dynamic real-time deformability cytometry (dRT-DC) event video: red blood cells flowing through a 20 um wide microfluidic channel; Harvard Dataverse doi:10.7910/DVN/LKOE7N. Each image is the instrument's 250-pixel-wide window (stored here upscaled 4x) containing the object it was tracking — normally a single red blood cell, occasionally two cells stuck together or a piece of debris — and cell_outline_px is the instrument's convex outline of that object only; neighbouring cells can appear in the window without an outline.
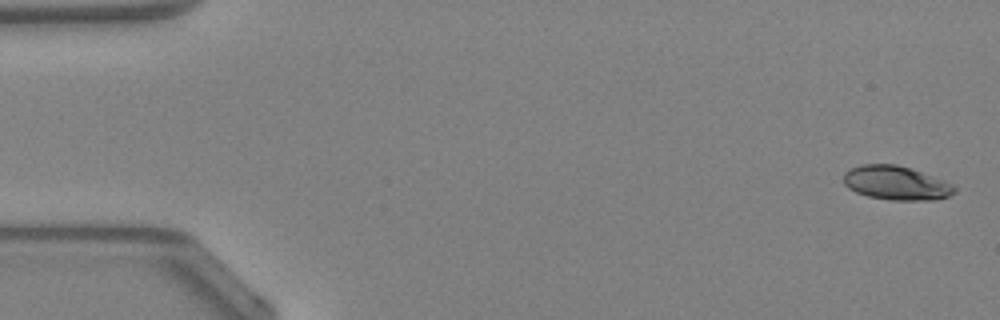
{"species": "Egyptian fruit bat (a non-hibernating species)", "species_latin": "Rousettus aegyptiacus", "temperature_condition": "warm", "stored_images_in_passage": 47, "camera_frame_rate_fps": 3000, "um_per_image_px": 0.085, "animal": {"sex": "female"}, "frame": {"image": 1, "passage_image": 1, "time_ms": 0.0, "image_size_px": [1000, 320], "cell_outline_px": [[956, 192], [948, 196], [932, 200], [892, 200], [868, 196], [856, 192], [848, 188], [844, 184], [844, 172], [860, 164], [896, 164], [920, 172], [952, 184], [956, 188]], "centroid_in_image_um": [76.14, 15.56], "position_along_channel_um": 8.9, "area_um2": 21.68}}
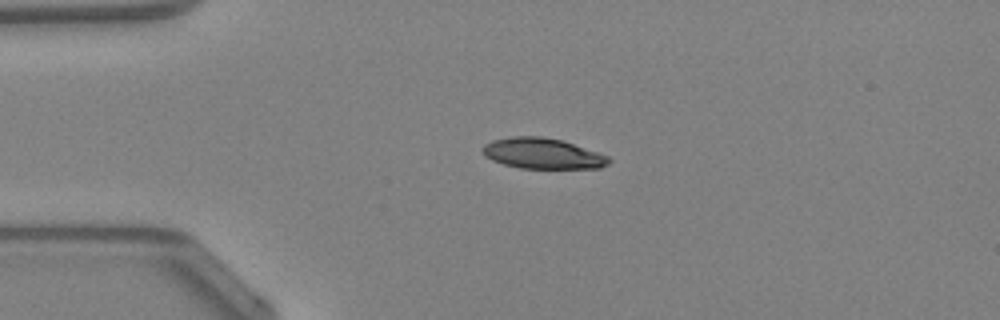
{"frame": {"image": 2, "passage_image": 11, "time_ms": 3.333, "image_size_px": [1000, 320], "cell_outline_px": [[612, 160], [608, 164], [600, 168], [520, 168], [504, 164], [492, 160], [484, 156], [484, 144], [492, 140], [512, 136], [540, 136], [564, 140], [608, 156]], "centroid_in_image_um": [46.14, 13.04], "position_along_channel_um": 38.9, "area_um2": 22.54}}
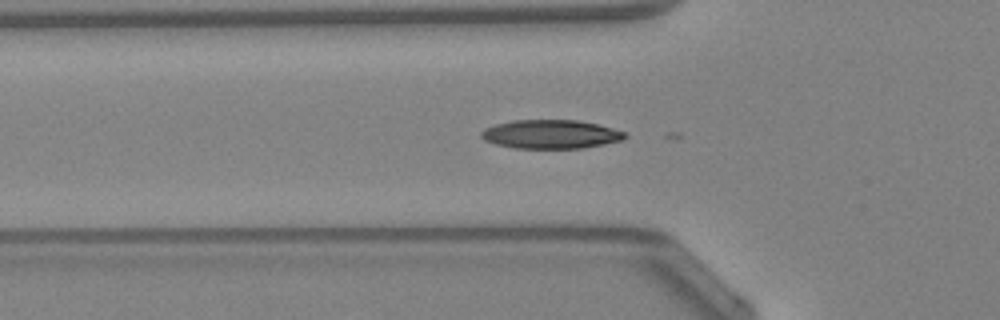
{"frame": {"image": 3, "passage_image": 16, "time_ms": 5.0, "image_size_px": [1000, 320], "cell_outline_px": [[628, 136], [624, 140], [584, 148], [516, 148], [496, 144], [484, 140], [480, 136], [480, 132], [484, 128], [496, 124], [512, 120], [576, 120], [596, 124], [612, 128], [624, 132]], "centroid_in_image_um": [46.8, 11.41], "position_along_channel_um": 79.0, "area_um2": 24.1}, "authors_computed_cell_mechanics": {"area_um2": 23.3512, "velocity_mm_per_s": 4.2924, "shape_relaxation_time_tau1_ms": 4.9193, "shape_relaxation_time_tau2_ms": 4.7194, "deformation_change_tau1": 0.1477, "deformation_change_tau2": 0.101}}